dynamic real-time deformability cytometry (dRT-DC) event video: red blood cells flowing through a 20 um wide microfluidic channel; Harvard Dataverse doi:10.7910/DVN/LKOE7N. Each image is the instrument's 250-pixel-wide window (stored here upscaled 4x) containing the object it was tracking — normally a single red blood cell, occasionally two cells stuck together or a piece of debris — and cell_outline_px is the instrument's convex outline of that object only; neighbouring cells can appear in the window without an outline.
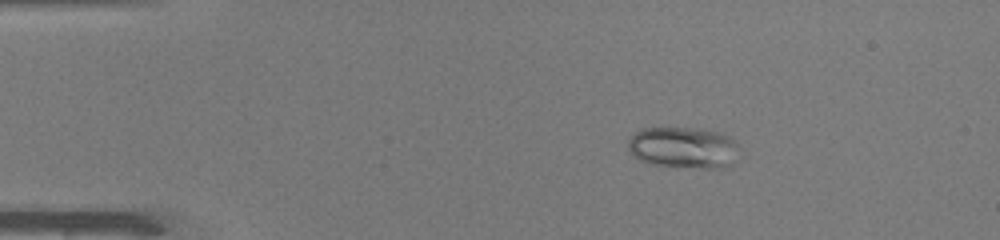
{"species": "common noctule bat (a hibernating species)", "species_latin": "Nyctalus noctula", "temperature_condition": "warm", "stored_images_in_passage": 42, "camera_frame_rate_fps": 3000, "um_per_image_px": 0.085, "animal": {"sex": "male", "body_mass_g": 19.0, "forearm_length_mm": 50.8}, "frame": {"image": 1, "passage_image": 1, "time_ms": 0.0, "image_size_px": [1000, 240], "cell_outline_px": [[732, 144], [728, 164], [724, 168], [704, 168], [652, 164], [640, 160], [632, 156], [628, 152], [628, 140], [636, 132], [644, 128], [700, 128], [720, 132], [732, 136]], "centroid_in_image_um": [57.94, 12.52], "position_along_channel_um": 27.1, "area_um2": 25.95}}
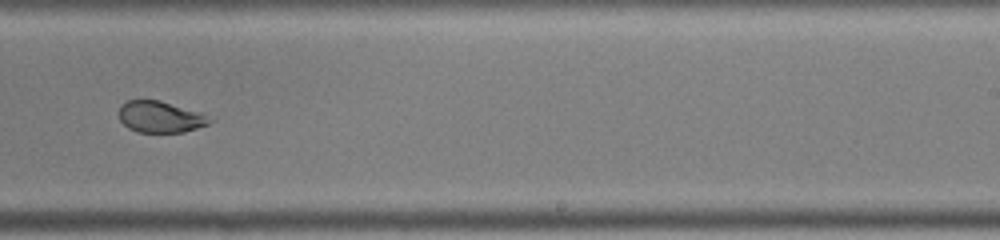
{"frame": {"image": 2, "passage_image": 24, "time_ms": 7.667, "image_size_px": [1000, 240], "cell_outline_px": [[216, 120], [208, 124], [184, 132], [136, 132], [128, 128], [120, 120], [120, 104], [128, 100], [160, 100], [200, 112]], "centroid_in_image_um": [13.64, 9.93], "position_along_channel_um": 275.4, "area_um2": 16.65}}
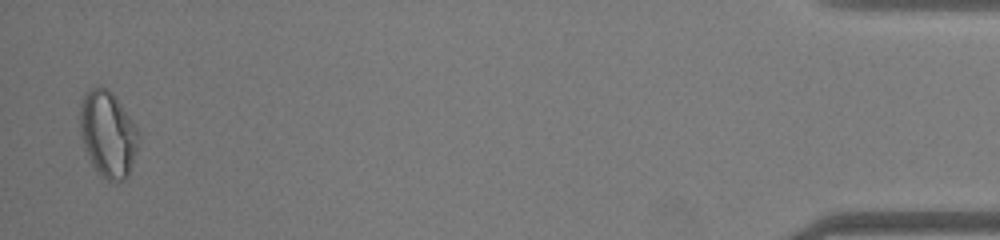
{"frame": {"image": 3, "passage_image": 41, "time_ms": 13.333, "image_size_px": [1000, 240], "cell_outline_px": [[136, 148], [132, 164], [128, 176], [124, 180], [108, 180], [100, 176], [92, 164], [84, 148], [80, 132], [80, 104], [84, 96], [96, 84], [100, 84], [108, 88], [112, 92], [136, 128]], "centroid_in_image_um": [9.12, 11.37], "position_along_channel_um": 426.1, "area_um2": 28.78}, "authors_computed_cell_mechanics": {"area_um2": 21.097, "velocity_mm_per_s": 4.1219, "shape_relaxation_time_tau1_ms": null, "shape_relaxation_time_tau2_ms": 0.8723, "deformation_change_tau1": null, "deformation_change_tau2": 0.0465}}